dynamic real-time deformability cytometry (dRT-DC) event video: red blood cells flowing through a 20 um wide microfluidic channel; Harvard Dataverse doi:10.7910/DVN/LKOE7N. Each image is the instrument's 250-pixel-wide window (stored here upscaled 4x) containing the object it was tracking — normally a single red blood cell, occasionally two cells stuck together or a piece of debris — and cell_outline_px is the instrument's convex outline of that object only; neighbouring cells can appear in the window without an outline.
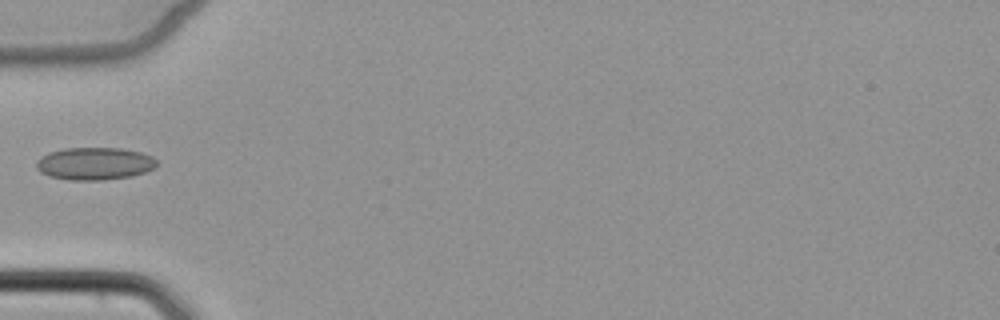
{"species": "common noctule bat (a hibernating species)", "species_latin": "Nyctalus noctula", "temperature_condition": "cold", "stored_images_in_passage": 6, "camera_frame_rate_fps": 3000, "um_per_image_px": 0.085, "animal": {"sex": "female", "body_mass_g": 22.7, "forearm_length_mm": 54.2}, "frame": {"image": 1, "passage_image": 5, "time_ms": 5.0, "image_size_px": [1000, 320], "cell_outline_px": [[156, 168], [132, 176], [104, 180], [68, 180], [48, 176], [40, 172], [36, 168], [36, 160], [48, 152], [64, 148], [120, 148], [140, 152], [152, 156], [156, 160]], "centroid_in_image_um": [8.02, 13.91], "position_along_channel_um": 77.0, "area_um2": 23.0}}
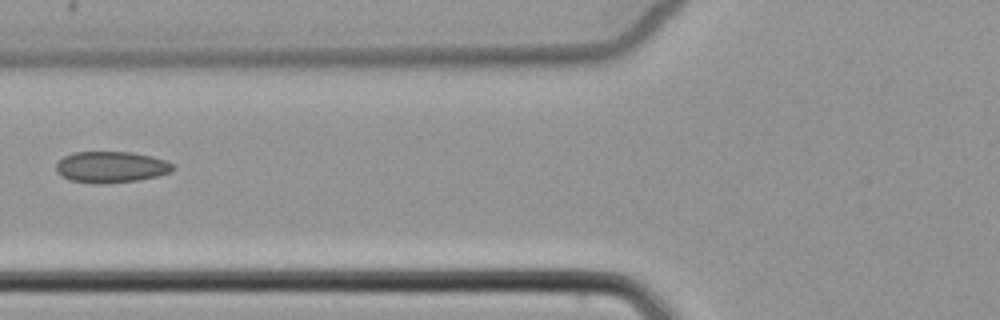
{"frame": {"image": 2, "passage_image": 6, "time_ms": 6.0, "image_size_px": [1000, 320], "cell_outline_px": [[176, 168], [172, 172], [156, 176], [136, 180], [104, 184], [96, 184], [72, 180], [56, 172], [56, 164], [64, 156], [72, 152], [132, 152], [152, 156], [164, 160], [172, 164]], "centroid_in_image_um": [9.45, 14.19], "position_along_channel_um": 116.3, "area_um2": 21.21}}